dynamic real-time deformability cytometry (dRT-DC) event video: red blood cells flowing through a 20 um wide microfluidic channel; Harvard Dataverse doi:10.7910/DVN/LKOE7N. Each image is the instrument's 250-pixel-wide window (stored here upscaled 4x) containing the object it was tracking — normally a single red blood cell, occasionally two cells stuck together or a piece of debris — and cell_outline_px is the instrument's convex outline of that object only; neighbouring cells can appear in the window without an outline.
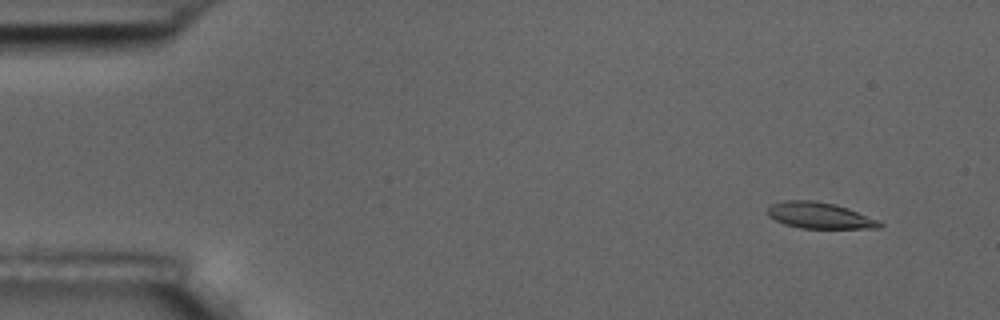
{"species": "common noctule bat (a hibernating species)", "species_latin": "Nyctalus noctula", "temperature_condition": "room temperature", "stored_images_in_passage": 57, "camera_frame_rate_fps": 3000, "um_per_image_px": 0.085, "animal": {"sex": "male", "body_mass_g": 17.5, "forearm_length_mm": 52.3}, "frame": {"image": 1, "passage_image": 5, "time_ms": 1.333, "image_size_px": [1000, 320], "cell_outline_px": [[884, 224], [880, 228], [800, 228], [784, 224], [768, 216], [768, 208], [772, 204], [784, 200], [816, 200], [836, 204], [848, 208], [880, 220]], "centroid_in_image_um": [69.69, 18.31], "position_along_channel_um": 15.3, "area_um2": 17.22}}
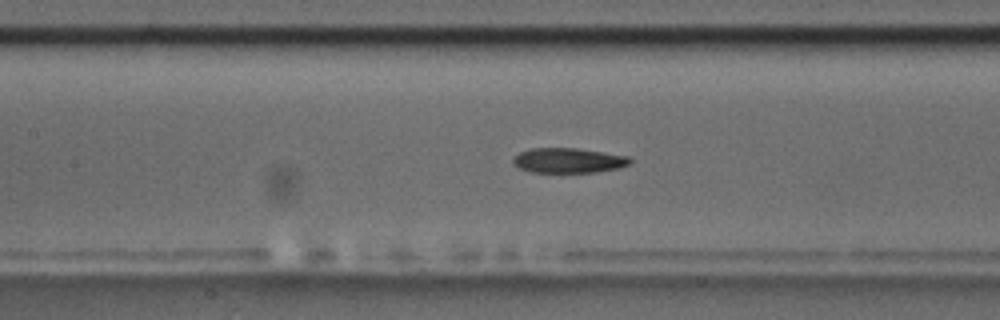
{"frame": {"image": 2, "passage_image": 26, "time_ms": 8.333, "image_size_px": [1000, 320], "cell_outline_px": [[632, 164], [620, 168], [596, 172], [528, 172], [516, 168], [512, 164], [512, 160], [520, 152], [528, 148], [576, 148], [628, 156], [632, 160]], "centroid_in_image_um": [48.29, 13.64], "position_along_channel_um": 159.1, "area_um2": 17.22}}
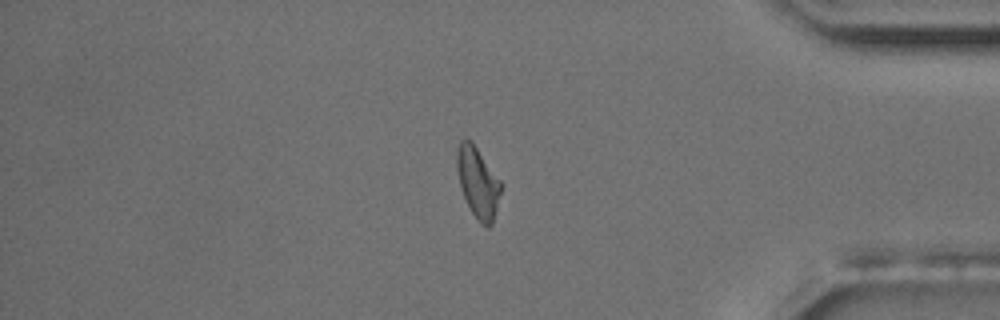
{"frame": {"image": 3, "passage_image": 48, "time_ms": 15.667, "image_size_px": [1000, 320], "cell_outline_px": [[500, 192], [492, 224], [488, 228], [480, 224], [476, 220], [460, 188], [456, 168], [456, 148], [460, 140], [472, 140], [500, 180]], "centroid_in_image_um": [40.58, 15.48], "position_along_channel_um": 394.6, "area_um2": 18.09}, "authors_computed_cell_mechanics": {"area_um2": 17.6868, "velocity_mm_per_s": 3.5914, "shape_relaxation_time_tau1_ms": 11.3609, "shape_relaxation_time_tau2_ms": 5.375, "deformation_change_tau1": 0.2469, "deformation_change_tau2": 0.1345}}